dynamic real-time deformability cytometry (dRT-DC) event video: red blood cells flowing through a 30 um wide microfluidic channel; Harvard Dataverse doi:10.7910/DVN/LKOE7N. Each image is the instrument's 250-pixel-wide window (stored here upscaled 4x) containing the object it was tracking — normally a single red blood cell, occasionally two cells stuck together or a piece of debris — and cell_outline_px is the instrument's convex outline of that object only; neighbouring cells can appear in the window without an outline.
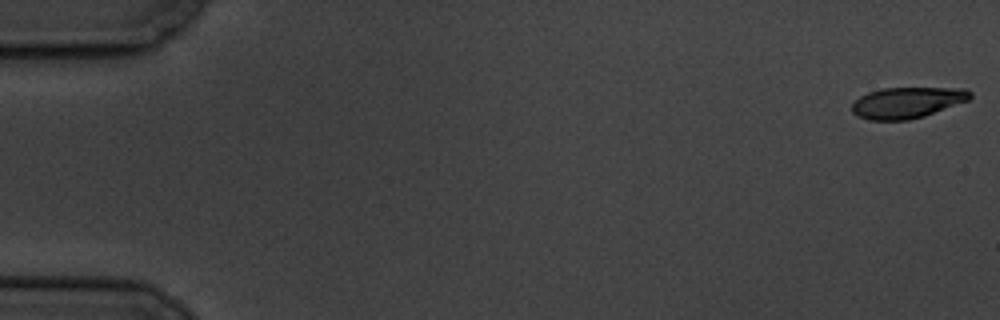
{"species": "common noctule bat (a hibernating species)", "species_latin": "Nyctalus noctula", "temperature_condition": "cold", "stored_images_in_passage": 5, "camera_frame_rate_fps": 3000, "um_per_image_px": 0.085, "animal": {"sex": "male", "body_mass_g": 19.5, "forearm_length_mm": 54.6}, "frame": {"image": 1, "passage_image": 1, "time_ms": 0.0, "image_size_px": [1000, 320], "cell_outline_px": [[972, 96], [968, 100], [924, 116], [908, 120], [868, 120], [856, 116], [852, 112], [852, 104], [860, 96], [868, 92], [884, 88], [964, 88], [972, 92]], "centroid_in_image_um": [77.08, 8.72], "position_along_channel_um": 7.9, "area_um2": 21.33}}
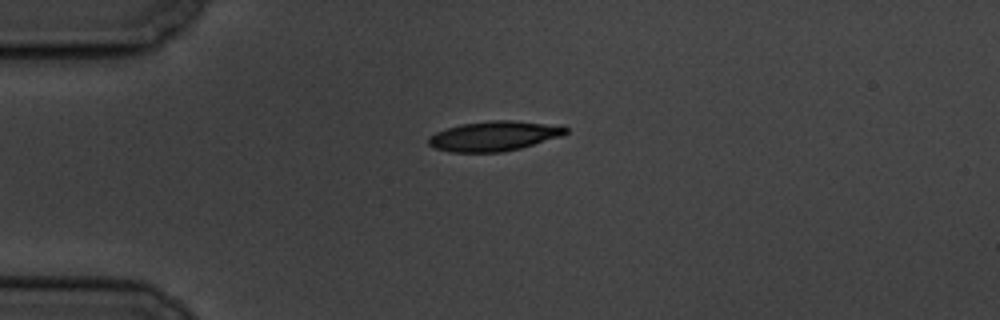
{"frame": {"image": 2, "passage_image": 4, "time_ms": 4.667, "image_size_px": [1000, 320], "cell_outline_px": [[568, 132], [560, 136], [520, 148], [500, 152], [452, 152], [436, 148], [428, 144], [428, 136], [436, 132], [460, 124], [492, 120], [512, 120], [564, 124], [568, 128]], "centroid_in_image_um": [42.05, 11.54], "position_along_channel_um": 43.0, "area_um2": 23.99}}